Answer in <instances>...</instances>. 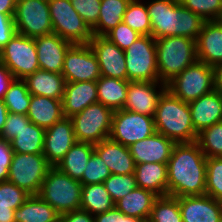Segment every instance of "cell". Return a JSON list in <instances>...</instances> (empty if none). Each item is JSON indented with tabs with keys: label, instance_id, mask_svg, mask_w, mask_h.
I'll return each mask as SVG.
<instances>
[{
	"label": "cell",
	"instance_id": "cell-18",
	"mask_svg": "<svg viewBox=\"0 0 222 222\" xmlns=\"http://www.w3.org/2000/svg\"><path fill=\"white\" fill-rule=\"evenodd\" d=\"M34 41L40 69L61 74L65 55L73 44L56 33L35 37Z\"/></svg>",
	"mask_w": 222,
	"mask_h": 222
},
{
	"label": "cell",
	"instance_id": "cell-56",
	"mask_svg": "<svg viewBox=\"0 0 222 222\" xmlns=\"http://www.w3.org/2000/svg\"><path fill=\"white\" fill-rule=\"evenodd\" d=\"M218 202H219L220 210H221V213H222V198H220V199L218 200Z\"/></svg>",
	"mask_w": 222,
	"mask_h": 222
},
{
	"label": "cell",
	"instance_id": "cell-43",
	"mask_svg": "<svg viewBox=\"0 0 222 222\" xmlns=\"http://www.w3.org/2000/svg\"><path fill=\"white\" fill-rule=\"evenodd\" d=\"M29 196L25 190L8 180L0 182V207L16 210Z\"/></svg>",
	"mask_w": 222,
	"mask_h": 222
},
{
	"label": "cell",
	"instance_id": "cell-16",
	"mask_svg": "<svg viewBox=\"0 0 222 222\" xmlns=\"http://www.w3.org/2000/svg\"><path fill=\"white\" fill-rule=\"evenodd\" d=\"M97 57L103 77L127 80L125 54L105 36H93L88 43Z\"/></svg>",
	"mask_w": 222,
	"mask_h": 222
},
{
	"label": "cell",
	"instance_id": "cell-17",
	"mask_svg": "<svg viewBox=\"0 0 222 222\" xmlns=\"http://www.w3.org/2000/svg\"><path fill=\"white\" fill-rule=\"evenodd\" d=\"M166 90L167 84L162 82L159 85V82L129 81L123 109L154 117L159 98Z\"/></svg>",
	"mask_w": 222,
	"mask_h": 222
},
{
	"label": "cell",
	"instance_id": "cell-11",
	"mask_svg": "<svg viewBox=\"0 0 222 222\" xmlns=\"http://www.w3.org/2000/svg\"><path fill=\"white\" fill-rule=\"evenodd\" d=\"M0 62L15 79H25L40 69L34 38L16 33L0 51Z\"/></svg>",
	"mask_w": 222,
	"mask_h": 222
},
{
	"label": "cell",
	"instance_id": "cell-8",
	"mask_svg": "<svg viewBox=\"0 0 222 222\" xmlns=\"http://www.w3.org/2000/svg\"><path fill=\"white\" fill-rule=\"evenodd\" d=\"M113 112L97 102L71 117L77 142L95 145L109 138Z\"/></svg>",
	"mask_w": 222,
	"mask_h": 222
},
{
	"label": "cell",
	"instance_id": "cell-4",
	"mask_svg": "<svg viewBox=\"0 0 222 222\" xmlns=\"http://www.w3.org/2000/svg\"><path fill=\"white\" fill-rule=\"evenodd\" d=\"M159 80L167 84L197 59L196 40L182 37L155 39Z\"/></svg>",
	"mask_w": 222,
	"mask_h": 222
},
{
	"label": "cell",
	"instance_id": "cell-5",
	"mask_svg": "<svg viewBox=\"0 0 222 222\" xmlns=\"http://www.w3.org/2000/svg\"><path fill=\"white\" fill-rule=\"evenodd\" d=\"M82 184L51 167L43 180L38 196L51 205L60 215L80 209Z\"/></svg>",
	"mask_w": 222,
	"mask_h": 222
},
{
	"label": "cell",
	"instance_id": "cell-48",
	"mask_svg": "<svg viewBox=\"0 0 222 222\" xmlns=\"http://www.w3.org/2000/svg\"><path fill=\"white\" fill-rule=\"evenodd\" d=\"M13 154L10 142L0 138V182L8 180Z\"/></svg>",
	"mask_w": 222,
	"mask_h": 222
},
{
	"label": "cell",
	"instance_id": "cell-35",
	"mask_svg": "<svg viewBox=\"0 0 222 222\" xmlns=\"http://www.w3.org/2000/svg\"><path fill=\"white\" fill-rule=\"evenodd\" d=\"M30 100L31 94L22 79H14L3 98L8 112L22 115H27Z\"/></svg>",
	"mask_w": 222,
	"mask_h": 222
},
{
	"label": "cell",
	"instance_id": "cell-22",
	"mask_svg": "<svg viewBox=\"0 0 222 222\" xmlns=\"http://www.w3.org/2000/svg\"><path fill=\"white\" fill-rule=\"evenodd\" d=\"M197 59L214 67L222 63V23L205 21L196 40Z\"/></svg>",
	"mask_w": 222,
	"mask_h": 222
},
{
	"label": "cell",
	"instance_id": "cell-33",
	"mask_svg": "<svg viewBox=\"0 0 222 222\" xmlns=\"http://www.w3.org/2000/svg\"><path fill=\"white\" fill-rule=\"evenodd\" d=\"M113 207H115V203L103 183L82 186L80 209L88 211L94 216Z\"/></svg>",
	"mask_w": 222,
	"mask_h": 222
},
{
	"label": "cell",
	"instance_id": "cell-50",
	"mask_svg": "<svg viewBox=\"0 0 222 222\" xmlns=\"http://www.w3.org/2000/svg\"><path fill=\"white\" fill-rule=\"evenodd\" d=\"M59 222H94V217L88 211L78 209L61 214Z\"/></svg>",
	"mask_w": 222,
	"mask_h": 222
},
{
	"label": "cell",
	"instance_id": "cell-24",
	"mask_svg": "<svg viewBox=\"0 0 222 222\" xmlns=\"http://www.w3.org/2000/svg\"><path fill=\"white\" fill-rule=\"evenodd\" d=\"M94 151L108 166L111 174L127 175L134 173L136 164L129 147L106 138L94 145Z\"/></svg>",
	"mask_w": 222,
	"mask_h": 222
},
{
	"label": "cell",
	"instance_id": "cell-12",
	"mask_svg": "<svg viewBox=\"0 0 222 222\" xmlns=\"http://www.w3.org/2000/svg\"><path fill=\"white\" fill-rule=\"evenodd\" d=\"M156 132L154 117L128 111L113 112L109 138L129 147Z\"/></svg>",
	"mask_w": 222,
	"mask_h": 222
},
{
	"label": "cell",
	"instance_id": "cell-14",
	"mask_svg": "<svg viewBox=\"0 0 222 222\" xmlns=\"http://www.w3.org/2000/svg\"><path fill=\"white\" fill-rule=\"evenodd\" d=\"M61 74L66 82H96L101 77L97 57L88 43L73 44L68 49Z\"/></svg>",
	"mask_w": 222,
	"mask_h": 222
},
{
	"label": "cell",
	"instance_id": "cell-13",
	"mask_svg": "<svg viewBox=\"0 0 222 222\" xmlns=\"http://www.w3.org/2000/svg\"><path fill=\"white\" fill-rule=\"evenodd\" d=\"M14 22L17 33L27 37L53 33L48 0H17Z\"/></svg>",
	"mask_w": 222,
	"mask_h": 222
},
{
	"label": "cell",
	"instance_id": "cell-47",
	"mask_svg": "<svg viewBox=\"0 0 222 222\" xmlns=\"http://www.w3.org/2000/svg\"><path fill=\"white\" fill-rule=\"evenodd\" d=\"M15 13H0V51L16 35Z\"/></svg>",
	"mask_w": 222,
	"mask_h": 222
},
{
	"label": "cell",
	"instance_id": "cell-29",
	"mask_svg": "<svg viewBox=\"0 0 222 222\" xmlns=\"http://www.w3.org/2000/svg\"><path fill=\"white\" fill-rule=\"evenodd\" d=\"M15 222H59L60 214L38 195H30L14 212Z\"/></svg>",
	"mask_w": 222,
	"mask_h": 222
},
{
	"label": "cell",
	"instance_id": "cell-23",
	"mask_svg": "<svg viewBox=\"0 0 222 222\" xmlns=\"http://www.w3.org/2000/svg\"><path fill=\"white\" fill-rule=\"evenodd\" d=\"M98 102L95 81L66 82L62 98L64 117H73L86 107Z\"/></svg>",
	"mask_w": 222,
	"mask_h": 222
},
{
	"label": "cell",
	"instance_id": "cell-3",
	"mask_svg": "<svg viewBox=\"0 0 222 222\" xmlns=\"http://www.w3.org/2000/svg\"><path fill=\"white\" fill-rule=\"evenodd\" d=\"M156 132L175 143H191L197 140L189 103L173 96L168 90L159 98L155 116Z\"/></svg>",
	"mask_w": 222,
	"mask_h": 222
},
{
	"label": "cell",
	"instance_id": "cell-51",
	"mask_svg": "<svg viewBox=\"0 0 222 222\" xmlns=\"http://www.w3.org/2000/svg\"><path fill=\"white\" fill-rule=\"evenodd\" d=\"M14 76L7 67L0 62V99L3 100L10 84L14 80Z\"/></svg>",
	"mask_w": 222,
	"mask_h": 222
},
{
	"label": "cell",
	"instance_id": "cell-25",
	"mask_svg": "<svg viewBox=\"0 0 222 222\" xmlns=\"http://www.w3.org/2000/svg\"><path fill=\"white\" fill-rule=\"evenodd\" d=\"M31 95L62 100L66 80L62 74L38 69L23 79Z\"/></svg>",
	"mask_w": 222,
	"mask_h": 222
},
{
	"label": "cell",
	"instance_id": "cell-34",
	"mask_svg": "<svg viewBox=\"0 0 222 222\" xmlns=\"http://www.w3.org/2000/svg\"><path fill=\"white\" fill-rule=\"evenodd\" d=\"M45 129L30 122L10 141L14 152L24 154H43Z\"/></svg>",
	"mask_w": 222,
	"mask_h": 222
},
{
	"label": "cell",
	"instance_id": "cell-46",
	"mask_svg": "<svg viewBox=\"0 0 222 222\" xmlns=\"http://www.w3.org/2000/svg\"><path fill=\"white\" fill-rule=\"evenodd\" d=\"M30 122L31 121L27 115L9 112L3 131L0 134V138L10 142L16 137L17 133Z\"/></svg>",
	"mask_w": 222,
	"mask_h": 222
},
{
	"label": "cell",
	"instance_id": "cell-27",
	"mask_svg": "<svg viewBox=\"0 0 222 222\" xmlns=\"http://www.w3.org/2000/svg\"><path fill=\"white\" fill-rule=\"evenodd\" d=\"M159 196L154 192L136 187L130 193L115 202V207L123 214L148 222L152 206Z\"/></svg>",
	"mask_w": 222,
	"mask_h": 222
},
{
	"label": "cell",
	"instance_id": "cell-6",
	"mask_svg": "<svg viewBox=\"0 0 222 222\" xmlns=\"http://www.w3.org/2000/svg\"><path fill=\"white\" fill-rule=\"evenodd\" d=\"M214 89L213 67L198 60L167 83V90L186 103Z\"/></svg>",
	"mask_w": 222,
	"mask_h": 222
},
{
	"label": "cell",
	"instance_id": "cell-41",
	"mask_svg": "<svg viewBox=\"0 0 222 222\" xmlns=\"http://www.w3.org/2000/svg\"><path fill=\"white\" fill-rule=\"evenodd\" d=\"M103 184L114 203L137 187L134 173L127 175L111 174Z\"/></svg>",
	"mask_w": 222,
	"mask_h": 222
},
{
	"label": "cell",
	"instance_id": "cell-40",
	"mask_svg": "<svg viewBox=\"0 0 222 222\" xmlns=\"http://www.w3.org/2000/svg\"><path fill=\"white\" fill-rule=\"evenodd\" d=\"M180 4L205 21L220 20L222 0H179Z\"/></svg>",
	"mask_w": 222,
	"mask_h": 222
},
{
	"label": "cell",
	"instance_id": "cell-36",
	"mask_svg": "<svg viewBox=\"0 0 222 222\" xmlns=\"http://www.w3.org/2000/svg\"><path fill=\"white\" fill-rule=\"evenodd\" d=\"M123 22L142 36H151V23L146 8L141 0H131L123 16Z\"/></svg>",
	"mask_w": 222,
	"mask_h": 222
},
{
	"label": "cell",
	"instance_id": "cell-39",
	"mask_svg": "<svg viewBox=\"0 0 222 222\" xmlns=\"http://www.w3.org/2000/svg\"><path fill=\"white\" fill-rule=\"evenodd\" d=\"M205 194L216 200L222 198V157H209L206 160Z\"/></svg>",
	"mask_w": 222,
	"mask_h": 222
},
{
	"label": "cell",
	"instance_id": "cell-1",
	"mask_svg": "<svg viewBox=\"0 0 222 222\" xmlns=\"http://www.w3.org/2000/svg\"><path fill=\"white\" fill-rule=\"evenodd\" d=\"M206 160L198 143H176L167 163V195H205Z\"/></svg>",
	"mask_w": 222,
	"mask_h": 222
},
{
	"label": "cell",
	"instance_id": "cell-31",
	"mask_svg": "<svg viewBox=\"0 0 222 222\" xmlns=\"http://www.w3.org/2000/svg\"><path fill=\"white\" fill-rule=\"evenodd\" d=\"M93 151V144L76 142L56 167L71 178L80 180Z\"/></svg>",
	"mask_w": 222,
	"mask_h": 222
},
{
	"label": "cell",
	"instance_id": "cell-52",
	"mask_svg": "<svg viewBox=\"0 0 222 222\" xmlns=\"http://www.w3.org/2000/svg\"><path fill=\"white\" fill-rule=\"evenodd\" d=\"M214 70V87L215 90L222 94V63L213 67Z\"/></svg>",
	"mask_w": 222,
	"mask_h": 222
},
{
	"label": "cell",
	"instance_id": "cell-2",
	"mask_svg": "<svg viewBox=\"0 0 222 222\" xmlns=\"http://www.w3.org/2000/svg\"><path fill=\"white\" fill-rule=\"evenodd\" d=\"M146 4L154 39L182 36L197 40L205 20L179 0H152Z\"/></svg>",
	"mask_w": 222,
	"mask_h": 222
},
{
	"label": "cell",
	"instance_id": "cell-7",
	"mask_svg": "<svg viewBox=\"0 0 222 222\" xmlns=\"http://www.w3.org/2000/svg\"><path fill=\"white\" fill-rule=\"evenodd\" d=\"M53 33L72 44H87L93 37L92 29L82 19L70 0H48Z\"/></svg>",
	"mask_w": 222,
	"mask_h": 222
},
{
	"label": "cell",
	"instance_id": "cell-10",
	"mask_svg": "<svg viewBox=\"0 0 222 222\" xmlns=\"http://www.w3.org/2000/svg\"><path fill=\"white\" fill-rule=\"evenodd\" d=\"M124 54L128 81L160 82L156 42L152 36H141L124 50Z\"/></svg>",
	"mask_w": 222,
	"mask_h": 222
},
{
	"label": "cell",
	"instance_id": "cell-15",
	"mask_svg": "<svg viewBox=\"0 0 222 222\" xmlns=\"http://www.w3.org/2000/svg\"><path fill=\"white\" fill-rule=\"evenodd\" d=\"M76 142L71 118L63 117L45 129L43 155L52 167H56Z\"/></svg>",
	"mask_w": 222,
	"mask_h": 222
},
{
	"label": "cell",
	"instance_id": "cell-54",
	"mask_svg": "<svg viewBox=\"0 0 222 222\" xmlns=\"http://www.w3.org/2000/svg\"><path fill=\"white\" fill-rule=\"evenodd\" d=\"M14 212L12 208L0 207V222H15Z\"/></svg>",
	"mask_w": 222,
	"mask_h": 222
},
{
	"label": "cell",
	"instance_id": "cell-55",
	"mask_svg": "<svg viewBox=\"0 0 222 222\" xmlns=\"http://www.w3.org/2000/svg\"><path fill=\"white\" fill-rule=\"evenodd\" d=\"M8 114L9 112L4 101L0 99V134L3 131Z\"/></svg>",
	"mask_w": 222,
	"mask_h": 222
},
{
	"label": "cell",
	"instance_id": "cell-44",
	"mask_svg": "<svg viewBox=\"0 0 222 222\" xmlns=\"http://www.w3.org/2000/svg\"><path fill=\"white\" fill-rule=\"evenodd\" d=\"M141 36L142 35L131 29L123 21L105 35L106 38L123 51L129 48Z\"/></svg>",
	"mask_w": 222,
	"mask_h": 222
},
{
	"label": "cell",
	"instance_id": "cell-30",
	"mask_svg": "<svg viewBox=\"0 0 222 222\" xmlns=\"http://www.w3.org/2000/svg\"><path fill=\"white\" fill-rule=\"evenodd\" d=\"M129 81L101 76L97 81L98 102L113 111L121 110L127 100Z\"/></svg>",
	"mask_w": 222,
	"mask_h": 222
},
{
	"label": "cell",
	"instance_id": "cell-9",
	"mask_svg": "<svg viewBox=\"0 0 222 222\" xmlns=\"http://www.w3.org/2000/svg\"><path fill=\"white\" fill-rule=\"evenodd\" d=\"M51 167L43 154L14 152L9 167L8 181L30 195H38L42 182Z\"/></svg>",
	"mask_w": 222,
	"mask_h": 222
},
{
	"label": "cell",
	"instance_id": "cell-21",
	"mask_svg": "<svg viewBox=\"0 0 222 222\" xmlns=\"http://www.w3.org/2000/svg\"><path fill=\"white\" fill-rule=\"evenodd\" d=\"M189 107L197 134L222 121V94L215 89L190 102Z\"/></svg>",
	"mask_w": 222,
	"mask_h": 222
},
{
	"label": "cell",
	"instance_id": "cell-19",
	"mask_svg": "<svg viewBox=\"0 0 222 222\" xmlns=\"http://www.w3.org/2000/svg\"><path fill=\"white\" fill-rule=\"evenodd\" d=\"M176 143L159 132L129 146L135 164L168 163Z\"/></svg>",
	"mask_w": 222,
	"mask_h": 222
},
{
	"label": "cell",
	"instance_id": "cell-49",
	"mask_svg": "<svg viewBox=\"0 0 222 222\" xmlns=\"http://www.w3.org/2000/svg\"><path fill=\"white\" fill-rule=\"evenodd\" d=\"M93 217L94 222H146L145 220L136 217L126 216L116 207H113L104 213L96 214Z\"/></svg>",
	"mask_w": 222,
	"mask_h": 222
},
{
	"label": "cell",
	"instance_id": "cell-42",
	"mask_svg": "<svg viewBox=\"0 0 222 222\" xmlns=\"http://www.w3.org/2000/svg\"><path fill=\"white\" fill-rule=\"evenodd\" d=\"M111 172L102 158L93 151L88 163L86 164L82 178L79 180L82 185L103 183Z\"/></svg>",
	"mask_w": 222,
	"mask_h": 222
},
{
	"label": "cell",
	"instance_id": "cell-32",
	"mask_svg": "<svg viewBox=\"0 0 222 222\" xmlns=\"http://www.w3.org/2000/svg\"><path fill=\"white\" fill-rule=\"evenodd\" d=\"M130 1L131 0H101L98 22L92 28L93 36H105L122 22Z\"/></svg>",
	"mask_w": 222,
	"mask_h": 222
},
{
	"label": "cell",
	"instance_id": "cell-26",
	"mask_svg": "<svg viewBox=\"0 0 222 222\" xmlns=\"http://www.w3.org/2000/svg\"><path fill=\"white\" fill-rule=\"evenodd\" d=\"M27 117L35 125L47 129L64 117L62 100L31 95Z\"/></svg>",
	"mask_w": 222,
	"mask_h": 222
},
{
	"label": "cell",
	"instance_id": "cell-45",
	"mask_svg": "<svg viewBox=\"0 0 222 222\" xmlns=\"http://www.w3.org/2000/svg\"><path fill=\"white\" fill-rule=\"evenodd\" d=\"M72 6L92 29L98 22L101 0H70Z\"/></svg>",
	"mask_w": 222,
	"mask_h": 222
},
{
	"label": "cell",
	"instance_id": "cell-20",
	"mask_svg": "<svg viewBox=\"0 0 222 222\" xmlns=\"http://www.w3.org/2000/svg\"><path fill=\"white\" fill-rule=\"evenodd\" d=\"M183 222H222L218 200L209 195L179 197Z\"/></svg>",
	"mask_w": 222,
	"mask_h": 222
},
{
	"label": "cell",
	"instance_id": "cell-38",
	"mask_svg": "<svg viewBox=\"0 0 222 222\" xmlns=\"http://www.w3.org/2000/svg\"><path fill=\"white\" fill-rule=\"evenodd\" d=\"M196 142L207 158L222 157V121L198 133Z\"/></svg>",
	"mask_w": 222,
	"mask_h": 222
},
{
	"label": "cell",
	"instance_id": "cell-53",
	"mask_svg": "<svg viewBox=\"0 0 222 222\" xmlns=\"http://www.w3.org/2000/svg\"><path fill=\"white\" fill-rule=\"evenodd\" d=\"M17 0H0V13H15Z\"/></svg>",
	"mask_w": 222,
	"mask_h": 222
},
{
	"label": "cell",
	"instance_id": "cell-37",
	"mask_svg": "<svg viewBox=\"0 0 222 222\" xmlns=\"http://www.w3.org/2000/svg\"><path fill=\"white\" fill-rule=\"evenodd\" d=\"M148 222H183L179 197L159 196L152 206Z\"/></svg>",
	"mask_w": 222,
	"mask_h": 222
},
{
	"label": "cell",
	"instance_id": "cell-28",
	"mask_svg": "<svg viewBox=\"0 0 222 222\" xmlns=\"http://www.w3.org/2000/svg\"><path fill=\"white\" fill-rule=\"evenodd\" d=\"M134 175L137 187L150 190L158 196H167V163L136 164Z\"/></svg>",
	"mask_w": 222,
	"mask_h": 222
}]
</instances>
